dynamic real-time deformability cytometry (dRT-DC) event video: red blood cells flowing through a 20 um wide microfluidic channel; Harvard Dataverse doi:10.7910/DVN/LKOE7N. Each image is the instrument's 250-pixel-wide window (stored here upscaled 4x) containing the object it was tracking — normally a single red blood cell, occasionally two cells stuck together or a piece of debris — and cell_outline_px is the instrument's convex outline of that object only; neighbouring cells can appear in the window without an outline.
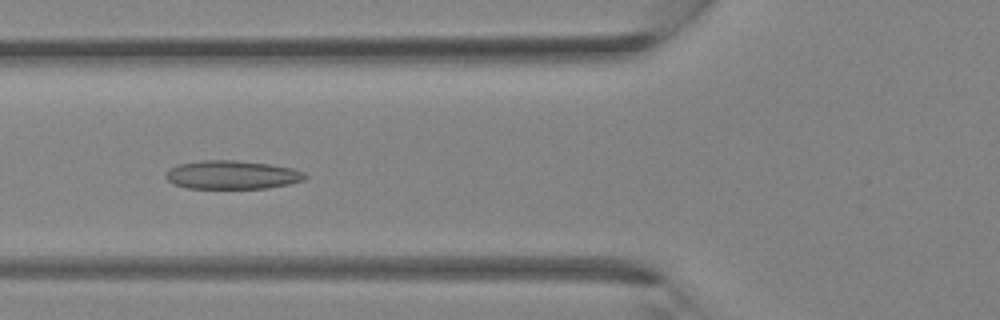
{"species": "Egyptian fruit bat (a non-hibernating species)", "species_latin": "Rousettus aegyptiacus", "temperature_condition": "room temperature", "stored_images_in_passage": 35, "camera_frame_rate_fps": 3000, "um_per_image_px": 0.085, "animal": {"sex": "female"}, "frame": {"image": 1, "passage_image": 11, "time_ms": 3.333, "image_size_px": [1000, 320], "cell_outline_px": [[308, 176], [304, 180], [288, 184], [268, 188], [184, 188], [172, 184], [164, 176], [164, 172], [180, 164], [200, 160], [236, 160], [272, 164], [292, 168], [304, 172]], "centroid_in_image_um": [19.72, 14.86], "position_along_channel_um": 106.1, "area_um2": 23.35}}
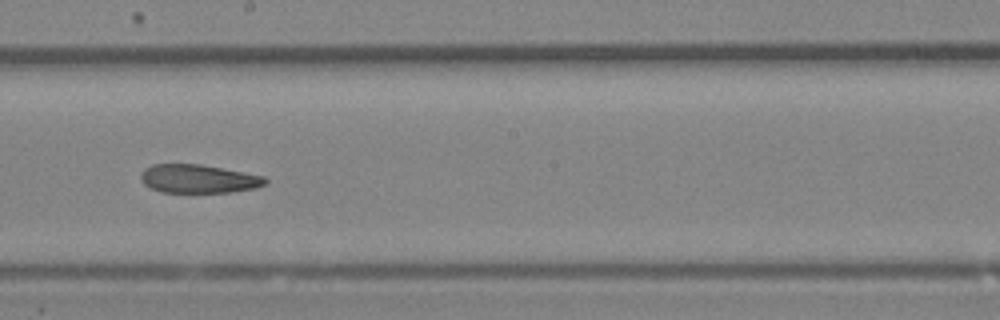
{"frame": {"image": 2, "passage_image": 18, "time_ms": 5.667, "image_size_px": [1000, 320], "cell_outline_px": [[268, 180], [264, 184], [256, 188], [232, 192], [160, 192], [144, 184], [140, 180], [140, 172], [144, 168], [152, 164], [200, 164], [244, 172], [264, 176]], "centroid_in_image_um": [16.84, 15.19], "position_along_channel_um": 231.4, "area_um2": 20.75}}
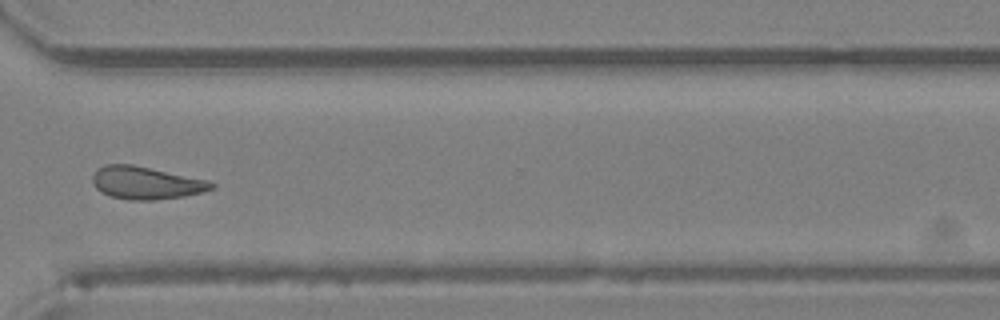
{"frame": {"image": 3, "passage_image": 25, "time_ms": 8.0, "image_size_px": [1000, 320], "cell_outline_px": [[216, 184], [212, 188], [204, 192], [184, 196], [152, 200], [128, 200], [108, 196], [100, 192], [96, 188], [92, 180], [92, 176], [104, 164], [132, 164], [208, 180]], "centroid_in_image_um": [12.4, 15.55], "position_along_channel_um": 358.2, "area_um2": 22.6}}